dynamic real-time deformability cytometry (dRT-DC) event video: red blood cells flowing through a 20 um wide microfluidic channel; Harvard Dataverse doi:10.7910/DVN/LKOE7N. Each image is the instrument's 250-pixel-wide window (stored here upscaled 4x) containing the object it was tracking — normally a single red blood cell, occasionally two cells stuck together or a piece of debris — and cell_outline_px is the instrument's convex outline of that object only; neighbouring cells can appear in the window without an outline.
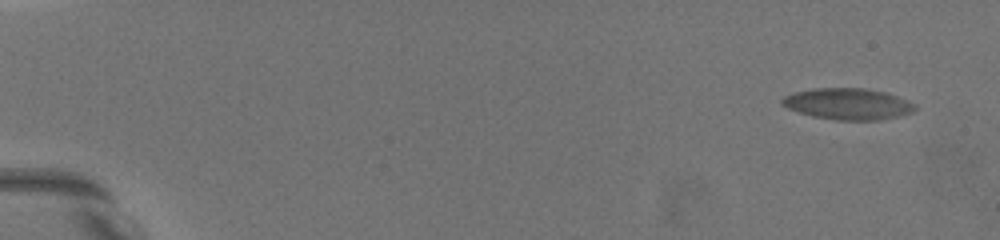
{"species": "common noctule bat (a hibernating species)", "species_latin": "Nyctalus noctula", "temperature_condition": "warm", "stored_images_in_passage": 21, "camera_frame_rate_fps": 3000, "um_per_image_px": 0.085, "animal": {"sex": "female", "body_mass_g": 19.5, "forearm_length_mm": 54.1}, "frame": {"image": 1, "passage_image": 1, "time_ms": 0.0, "image_size_px": [1000, 240], "cell_outline_px": [[916, 108], [912, 112], [896, 116], [876, 120], [836, 120], [812, 116], [788, 108], [780, 100], [784, 96], [796, 92], [816, 88], [864, 88], [884, 92], [896, 96], [912, 104]], "centroid_in_image_um": [72.03, 8.83], "position_along_channel_um": 13.0, "area_um2": 23.7}}
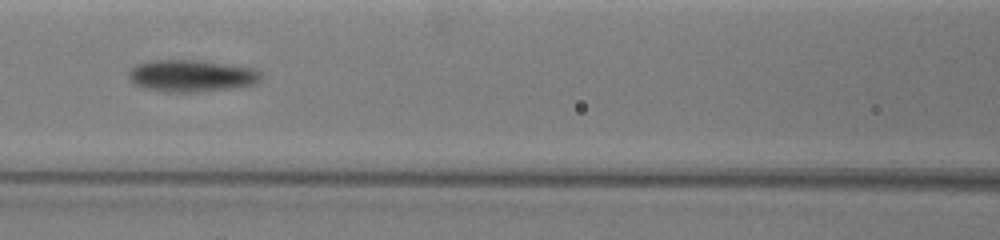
{"frame": {"image": 2, "passage_image": 12, "time_ms": 9.0, "image_size_px": [1000, 240], "cell_outline_px": [[260, 76], [252, 84], [232, 88], [196, 92], [164, 92], [140, 88], [128, 76], [128, 72], [136, 64], [152, 60], [196, 60], [244, 68], [256, 72]], "centroid_in_image_um": [16.09, 6.46], "position_along_channel_um": 150.5, "area_um2": 23.87}}
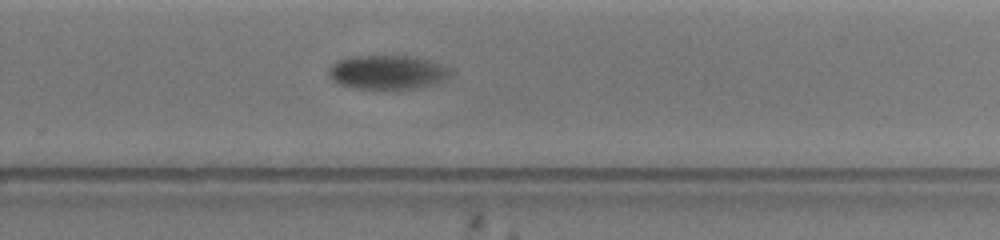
{"frame": {"image": 3, "passage_image": 21, "time_ms": 13.333, "image_size_px": [1000, 240], "cell_outline_px": [[448, 76], [444, 80], [424, 88], [392, 92], [384, 92], [356, 88], [340, 84], [332, 80], [328, 76], [328, 68], [332, 64], [340, 60], [356, 56], [404, 56], [424, 60], [436, 64], [444, 68], [448, 72]], "centroid_in_image_um": [32.85, 6.22], "position_along_channel_um": 297.0, "area_um2": 24.45}}